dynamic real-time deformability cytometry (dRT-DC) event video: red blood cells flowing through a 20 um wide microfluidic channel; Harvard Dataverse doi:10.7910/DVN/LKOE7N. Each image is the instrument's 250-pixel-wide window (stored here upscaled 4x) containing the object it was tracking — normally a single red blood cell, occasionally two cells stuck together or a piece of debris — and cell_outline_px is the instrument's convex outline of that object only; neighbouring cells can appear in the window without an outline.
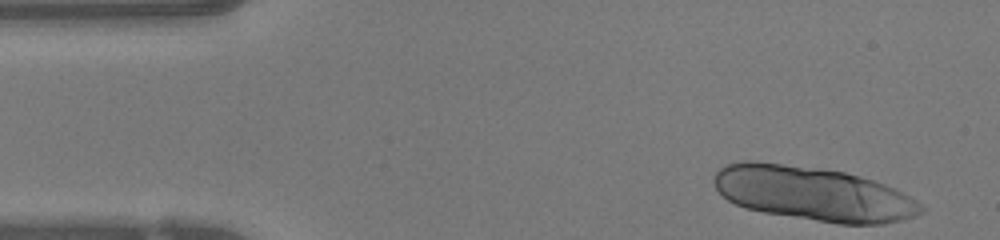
{"species": "human", "species_latin": "Homo sapiens", "temperature_condition": "warm", "stored_images_in_passage": 39, "camera_frame_rate_fps": 3000, "um_per_image_px": 0.085, "donor": {"sex": "female"}, "frame": {"image": 1, "passage_image": 1, "time_ms": 0.0, "image_size_px": [1000, 240], "cell_outline_px": [[924, 212], [916, 216], [884, 224], [840, 224], [764, 212], [744, 208], [728, 200], [716, 188], [712, 180], [716, 172], [720, 168], [728, 164], [744, 160], [752, 160], [816, 168], [844, 172], [860, 176], [884, 184], [916, 200], [924, 208]], "centroid_in_image_um": [69.1, 16.46], "position_along_channel_um": 15.9, "area_um2": 64.91}}
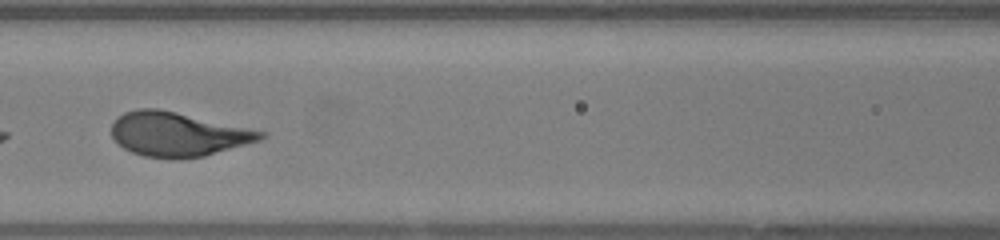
{"frame": {"image": 2, "passage_image": 18, "time_ms": 5.667, "image_size_px": [1000, 240], "cell_outline_px": [[268, 136], [260, 140], [204, 156], [180, 160], [176, 160], [144, 156], [132, 152], [124, 148], [112, 136], [112, 124], [116, 116], [124, 112], [140, 108], [156, 108], [176, 112], [268, 132]], "centroid_in_image_um": [15.12, 11.42], "position_along_channel_um": 151.5, "area_um2": 38.49}}
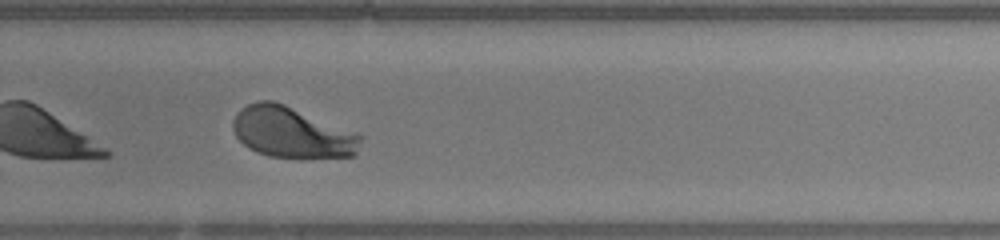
{"frame": {"image": 3, "passage_image": 29, "time_ms": 9.333, "image_size_px": [1000, 240], "cell_outline_px": [[364, 136], [356, 156], [272, 156], [248, 148], [236, 136], [232, 128], [232, 120], [236, 112], [240, 108], [256, 100], [272, 100], [284, 104], [360, 132]], "centroid_in_image_um": [24.84, 11.21], "position_along_channel_um": 305.0, "area_um2": 37.97}, "authors_computed_cell_mechanics": {"area_um2": 38.5526, "velocity_mm_per_s": 4.2071, "shape_relaxation_time_tau1_ms": 1.7681, "shape_relaxation_time_tau2_ms": null, "deformation_change_tau1": 0.1759, "deformation_change_tau2": null}}